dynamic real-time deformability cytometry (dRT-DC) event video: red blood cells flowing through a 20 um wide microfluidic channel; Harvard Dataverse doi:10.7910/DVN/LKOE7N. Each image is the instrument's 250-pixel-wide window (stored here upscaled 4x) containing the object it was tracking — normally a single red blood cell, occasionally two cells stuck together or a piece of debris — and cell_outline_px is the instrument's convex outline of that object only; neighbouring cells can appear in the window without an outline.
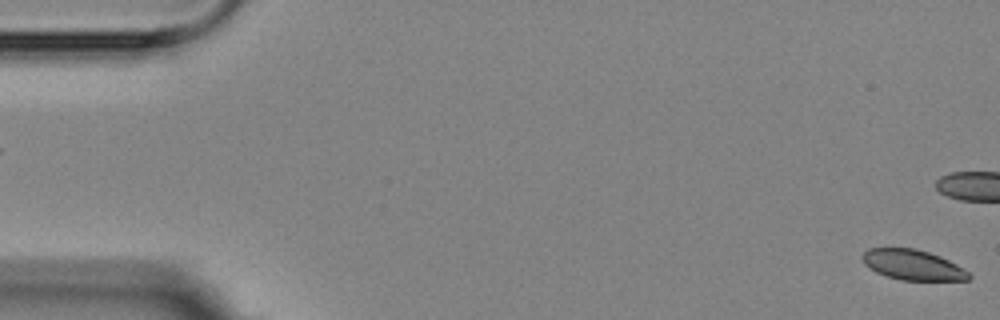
{"species": "Egyptian fruit bat (a non-hibernating species)", "species_latin": "Rousettus aegyptiacus", "temperature_condition": "room temperature", "stored_images_in_passage": 5, "segment_of_instrument_passage": [2, 2], "camera_frame_rate_fps": 3000, "um_per_image_px": 0.085, "animal": {"sex": "female"}, "frame": {"image": 1, "passage_image": 5, "time_ms": 5.333, "image_size_px": [1000, 320], "cell_outline_px": [[972, 276], [968, 280], [900, 280], [876, 272], [864, 264], [860, 256], [868, 248], [916, 248], [940, 256], [956, 264], [968, 272]], "centroid_in_image_um": [77.56, 22.51], "position_along_channel_um": 7.4, "area_um2": 18.73}}